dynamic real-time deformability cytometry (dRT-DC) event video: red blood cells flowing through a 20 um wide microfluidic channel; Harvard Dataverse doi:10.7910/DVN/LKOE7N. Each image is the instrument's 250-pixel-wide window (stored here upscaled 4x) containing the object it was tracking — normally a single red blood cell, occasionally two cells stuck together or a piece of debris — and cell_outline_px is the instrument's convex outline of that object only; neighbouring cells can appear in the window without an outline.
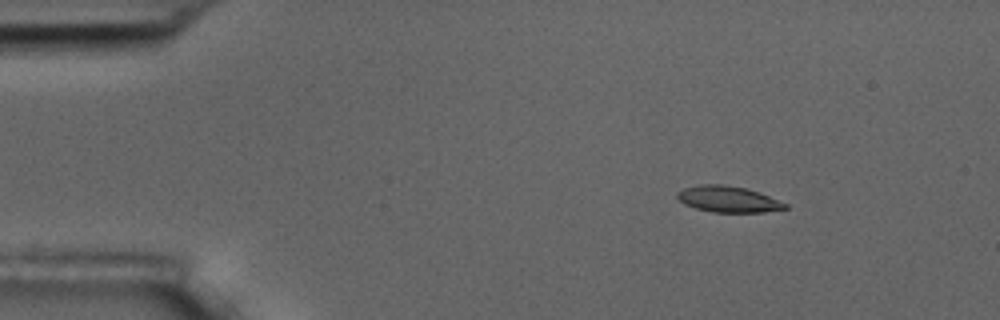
{"species": "common noctule bat (a hibernating species)", "species_latin": "Nyctalus noctula", "temperature_condition": "room temperature", "stored_images_in_passage": 9, "camera_frame_rate_fps": 3000, "um_per_image_px": 0.085, "animal": {"sex": "male", "body_mass_g": 17.5, "forearm_length_mm": 52.3}, "frame": {"image": 1, "passage_image": 2, "time_ms": 1.0, "image_size_px": [1000, 320], "cell_outline_px": [[788, 208], [764, 212], [712, 212], [696, 208], [684, 204], [676, 196], [676, 192], [684, 188], [700, 184], [724, 184], [744, 188], [760, 192], [788, 204]], "centroid_in_image_um": [61.89, 16.92], "position_along_channel_um": 23.1, "area_um2": 16.47}}
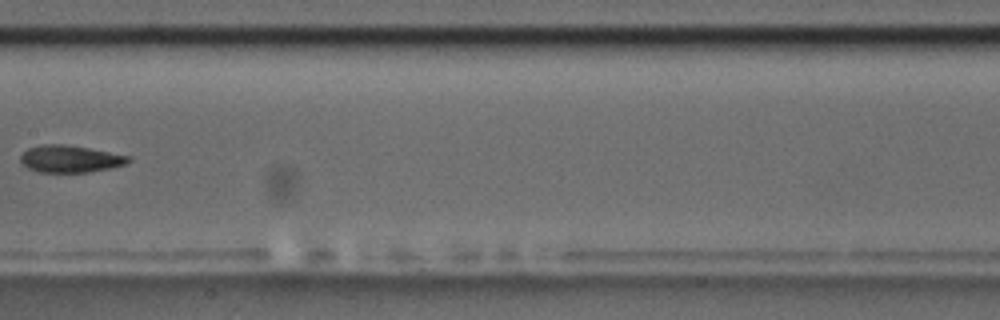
{"frame": {"image": 2, "passage_image": 8, "time_ms": 8.0, "image_size_px": [1000, 320], "cell_outline_px": [[132, 160], [124, 164], [112, 168], [88, 172], [40, 172], [28, 168], [20, 160], [20, 156], [28, 148], [44, 144], [64, 144], [88, 148], [132, 156]], "centroid_in_image_um": [5.99, 13.5], "position_along_channel_um": 201.4, "area_um2": 16.99}}
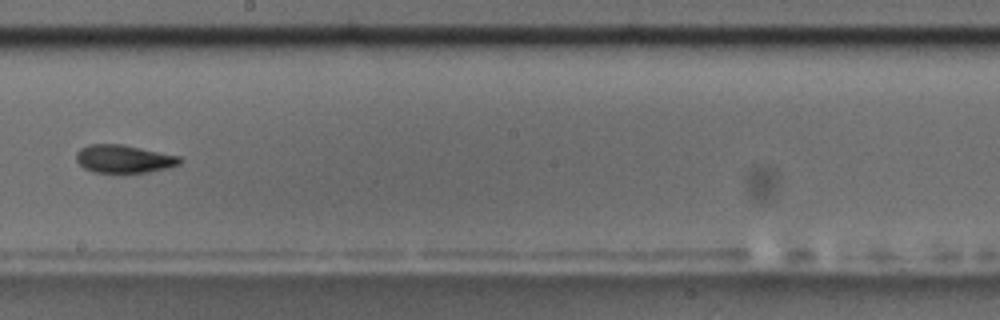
{"frame": {"image": 3, "passage_image": 9, "time_ms": 9.0, "image_size_px": [1000, 320], "cell_outline_px": [[184, 160], [180, 164], [168, 168], [148, 172], [124, 176], [92, 172], [84, 168], [76, 160], [76, 152], [80, 148], [88, 144], [120, 144], [180, 156]], "centroid_in_image_um": [10.52, 13.56], "position_along_channel_um": 237.7, "area_um2": 17.69}}